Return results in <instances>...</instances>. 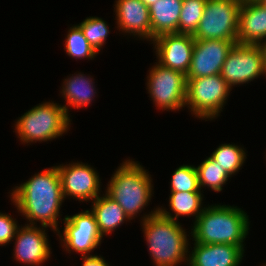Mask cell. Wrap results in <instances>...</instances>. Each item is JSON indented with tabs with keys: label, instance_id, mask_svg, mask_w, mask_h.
Instances as JSON below:
<instances>
[{
	"label": "cell",
	"instance_id": "21",
	"mask_svg": "<svg viewBox=\"0 0 266 266\" xmlns=\"http://www.w3.org/2000/svg\"><path fill=\"white\" fill-rule=\"evenodd\" d=\"M203 193L201 192H171L169 196V208L167 211L163 206H158V213L167 219L178 222L179 216H194L195 220L203 212Z\"/></svg>",
	"mask_w": 266,
	"mask_h": 266
},
{
	"label": "cell",
	"instance_id": "19",
	"mask_svg": "<svg viewBox=\"0 0 266 266\" xmlns=\"http://www.w3.org/2000/svg\"><path fill=\"white\" fill-rule=\"evenodd\" d=\"M183 0H158L149 7L152 41L165 33H179Z\"/></svg>",
	"mask_w": 266,
	"mask_h": 266
},
{
	"label": "cell",
	"instance_id": "8",
	"mask_svg": "<svg viewBox=\"0 0 266 266\" xmlns=\"http://www.w3.org/2000/svg\"><path fill=\"white\" fill-rule=\"evenodd\" d=\"M155 63L147 76V93L157 109L180 111L186 107V75Z\"/></svg>",
	"mask_w": 266,
	"mask_h": 266
},
{
	"label": "cell",
	"instance_id": "27",
	"mask_svg": "<svg viewBox=\"0 0 266 266\" xmlns=\"http://www.w3.org/2000/svg\"><path fill=\"white\" fill-rule=\"evenodd\" d=\"M170 192H202L195 165L179 166L171 177Z\"/></svg>",
	"mask_w": 266,
	"mask_h": 266
},
{
	"label": "cell",
	"instance_id": "18",
	"mask_svg": "<svg viewBox=\"0 0 266 266\" xmlns=\"http://www.w3.org/2000/svg\"><path fill=\"white\" fill-rule=\"evenodd\" d=\"M95 82L92 76L84 75L82 73H74L63 80L62 97L65 99L66 104L62 105L67 115L69 116V106L74 109L87 107L92 103V100L97 94Z\"/></svg>",
	"mask_w": 266,
	"mask_h": 266
},
{
	"label": "cell",
	"instance_id": "33",
	"mask_svg": "<svg viewBox=\"0 0 266 266\" xmlns=\"http://www.w3.org/2000/svg\"><path fill=\"white\" fill-rule=\"evenodd\" d=\"M241 2H245V1H255V0H240Z\"/></svg>",
	"mask_w": 266,
	"mask_h": 266
},
{
	"label": "cell",
	"instance_id": "9",
	"mask_svg": "<svg viewBox=\"0 0 266 266\" xmlns=\"http://www.w3.org/2000/svg\"><path fill=\"white\" fill-rule=\"evenodd\" d=\"M63 232L59 231L57 236L61 241V246L67 253L76 252L81 256L90 254L102 242V235L99 233L96 219L90 210H82L72 216L66 215L64 218Z\"/></svg>",
	"mask_w": 266,
	"mask_h": 266
},
{
	"label": "cell",
	"instance_id": "30",
	"mask_svg": "<svg viewBox=\"0 0 266 266\" xmlns=\"http://www.w3.org/2000/svg\"><path fill=\"white\" fill-rule=\"evenodd\" d=\"M258 46L261 49L263 61H264V66H265V70H266V39L263 42H261Z\"/></svg>",
	"mask_w": 266,
	"mask_h": 266
},
{
	"label": "cell",
	"instance_id": "2",
	"mask_svg": "<svg viewBox=\"0 0 266 266\" xmlns=\"http://www.w3.org/2000/svg\"><path fill=\"white\" fill-rule=\"evenodd\" d=\"M142 231L155 266H178L189 261L187 232L174 220L162 217L158 207L142 216Z\"/></svg>",
	"mask_w": 266,
	"mask_h": 266
},
{
	"label": "cell",
	"instance_id": "15",
	"mask_svg": "<svg viewBox=\"0 0 266 266\" xmlns=\"http://www.w3.org/2000/svg\"><path fill=\"white\" fill-rule=\"evenodd\" d=\"M117 30L152 42L149 7L141 0H115Z\"/></svg>",
	"mask_w": 266,
	"mask_h": 266
},
{
	"label": "cell",
	"instance_id": "16",
	"mask_svg": "<svg viewBox=\"0 0 266 266\" xmlns=\"http://www.w3.org/2000/svg\"><path fill=\"white\" fill-rule=\"evenodd\" d=\"M193 245L187 266H239L245 253V246L195 242Z\"/></svg>",
	"mask_w": 266,
	"mask_h": 266
},
{
	"label": "cell",
	"instance_id": "24",
	"mask_svg": "<svg viewBox=\"0 0 266 266\" xmlns=\"http://www.w3.org/2000/svg\"><path fill=\"white\" fill-rule=\"evenodd\" d=\"M64 42V49L71 58L92 60L98 54L87 41L81 27L77 24L68 29Z\"/></svg>",
	"mask_w": 266,
	"mask_h": 266
},
{
	"label": "cell",
	"instance_id": "31",
	"mask_svg": "<svg viewBox=\"0 0 266 266\" xmlns=\"http://www.w3.org/2000/svg\"><path fill=\"white\" fill-rule=\"evenodd\" d=\"M146 6L150 7L154 3H156L158 0H141Z\"/></svg>",
	"mask_w": 266,
	"mask_h": 266
},
{
	"label": "cell",
	"instance_id": "13",
	"mask_svg": "<svg viewBox=\"0 0 266 266\" xmlns=\"http://www.w3.org/2000/svg\"><path fill=\"white\" fill-rule=\"evenodd\" d=\"M41 227V228H40ZM43 226H19L15 237L13 256L16 262L29 266H41L51 256V247Z\"/></svg>",
	"mask_w": 266,
	"mask_h": 266
},
{
	"label": "cell",
	"instance_id": "12",
	"mask_svg": "<svg viewBox=\"0 0 266 266\" xmlns=\"http://www.w3.org/2000/svg\"><path fill=\"white\" fill-rule=\"evenodd\" d=\"M151 44L155 49L157 63L187 75L195 45L193 35L165 33L155 37Z\"/></svg>",
	"mask_w": 266,
	"mask_h": 266
},
{
	"label": "cell",
	"instance_id": "1",
	"mask_svg": "<svg viewBox=\"0 0 266 266\" xmlns=\"http://www.w3.org/2000/svg\"><path fill=\"white\" fill-rule=\"evenodd\" d=\"M10 194L13 205L27 219V225L37 226L39 222L54 233L60 231L58 219L65 199L57 166L34 174L26 182L13 187Z\"/></svg>",
	"mask_w": 266,
	"mask_h": 266
},
{
	"label": "cell",
	"instance_id": "4",
	"mask_svg": "<svg viewBox=\"0 0 266 266\" xmlns=\"http://www.w3.org/2000/svg\"><path fill=\"white\" fill-rule=\"evenodd\" d=\"M133 160L125 159L119 165L104 192L123 208L130 220L148 206L154 189L149 171Z\"/></svg>",
	"mask_w": 266,
	"mask_h": 266
},
{
	"label": "cell",
	"instance_id": "11",
	"mask_svg": "<svg viewBox=\"0 0 266 266\" xmlns=\"http://www.w3.org/2000/svg\"><path fill=\"white\" fill-rule=\"evenodd\" d=\"M64 199L69 197L76 201L88 202L101 194V179L95 168L82 162H72L57 166Z\"/></svg>",
	"mask_w": 266,
	"mask_h": 266
},
{
	"label": "cell",
	"instance_id": "10",
	"mask_svg": "<svg viewBox=\"0 0 266 266\" xmlns=\"http://www.w3.org/2000/svg\"><path fill=\"white\" fill-rule=\"evenodd\" d=\"M220 75L233 86L248 84L266 76L263 56L258 45L234 44L229 50Z\"/></svg>",
	"mask_w": 266,
	"mask_h": 266
},
{
	"label": "cell",
	"instance_id": "32",
	"mask_svg": "<svg viewBox=\"0 0 266 266\" xmlns=\"http://www.w3.org/2000/svg\"><path fill=\"white\" fill-rule=\"evenodd\" d=\"M258 4H260L262 7L266 8V0H255Z\"/></svg>",
	"mask_w": 266,
	"mask_h": 266
},
{
	"label": "cell",
	"instance_id": "25",
	"mask_svg": "<svg viewBox=\"0 0 266 266\" xmlns=\"http://www.w3.org/2000/svg\"><path fill=\"white\" fill-rule=\"evenodd\" d=\"M207 0H183L179 17V33L194 35L203 16Z\"/></svg>",
	"mask_w": 266,
	"mask_h": 266
},
{
	"label": "cell",
	"instance_id": "22",
	"mask_svg": "<svg viewBox=\"0 0 266 266\" xmlns=\"http://www.w3.org/2000/svg\"><path fill=\"white\" fill-rule=\"evenodd\" d=\"M200 190L207 187L215 192H221L223 185L231 176L209 156L195 167ZM202 187V188H201Z\"/></svg>",
	"mask_w": 266,
	"mask_h": 266
},
{
	"label": "cell",
	"instance_id": "3",
	"mask_svg": "<svg viewBox=\"0 0 266 266\" xmlns=\"http://www.w3.org/2000/svg\"><path fill=\"white\" fill-rule=\"evenodd\" d=\"M249 225L247 213L237 206L207 205L194 220L190 234L195 243L244 246Z\"/></svg>",
	"mask_w": 266,
	"mask_h": 266
},
{
	"label": "cell",
	"instance_id": "5",
	"mask_svg": "<svg viewBox=\"0 0 266 266\" xmlns=\"http://www.w3.org/2000/svg\"><path fill=\"white\" fill-rule=\"evenodd\" d=\"M70 116L59 103L43 102L25 112L15 122V132L23 144L52 141L69 131Z\"/></svg>",
	"mask_w": 266,
	"mask_h": 266
},
{
	"label": "cell",
	"instance_id": "14",
	"mask_svg": "<svg viewBox=\"0 0 266 266\" xmlns=\"http://www.w3.org/2000/svg\"><path fill=\"white\" fill-rule=\"evenodd\" d=\"M232 41L220 39L195 40L191 66L186 78H198L220 74Z\"/></svg>",
	"mask_w": 266,
	"mask_h": 266
},
{
	"label": "cell",
	"instance_id": "7",
	"mask_svg": "<svg viewBox=\"0 0 266 266\" xmlns=\"http://www.w3.org/2000/svg\"><path fill=\"white\" fill-rule=\"evenodd\" d=\"M240 0H207L195 40L220 39L238 43Z\"/></svg>",
	"mask_w": 266,
	"mask_h": 266
},
{
	"label": "cell",
	"instance_id": "17",
	"mask_svg": "<svg viewBox=\"0 0 266 266\" xmlns=\"http://www.w3.org/2000/svg\"><path fill=\"white\" fill-rule=\"evenodd\" d=\"M238 22L239 44L259 45L266 39V8L256 1L241 3Z\"/></svg>",
	"mask_w": 266,
	"mask_h": 266
},
{
	"label": "cell",
	"instance_id": "20",
	"mask_svg": "<svg viewBox=\"0 0 266 266\" xmlns=\"http://www.w3.org/2000/svg\"><path fill=\"white\" fill-rule=\"evenodd\" d=\"M91 212L94 214L99 233L103 236L110 235L130 218L123 208L106 193L92 201Z\"/></svg>",
	"mask_w": 266,
	"mask_h": 266
},
{
	"label": "cell",
	"instance_id": "23",
	"mask_svg": "<svg viewBox=\"0 0 266 266\" xmlns=\"http://www.w3.org/2000/svg\"><path fill=\"white\" fill-rule=\"evenodd\" d=\"M246 150L236 144H221L210 155L230 176L236 175L243 166L246 157Z\"/></svg>",
	"mask_w": 266,
	"mask_h": 266
},
{
	"label": "cell",
	"instance_id": "28",
	"mask_svg": "<svg viewBox=\"0 0 266 266\" xmlns=\"http://www.w3.org/2000/svg\"><path fill=\"white\" fill-rule=\"evenodd\" d=\"M18 227L16 218H12L11 214L0 212V246H5L13 241Z\"/></svg>",
	"mask_w": 266,
	"mask_h": 266
},
{
	"label": "cell",
	"instance_id": "6",
	"mask_svg": "<svg viewBox=\"0 0 266 266\" xmlns=\"http://www.w3.org/2000/svg\"><path fill=\"white\" fill-rule=\"evenodd\" d=\"M186 107L194 117L213 120L220 115L232 91L220 75L186 78Z\"/></svg>",
	"mask_w": 266,
	"mask_h": 266
},
{
	"label": "cell",
	"instance_id": "26",
	"mask_svg": "<svg viewBox=\"0 0 266 266\" xmlns=\"http://www.w3.org/2000/svg\"><path fill=\"white\" fill-rule=\"evenodd\" d=\"M78 25L81 27L87 41L99 54L110 33L107 22L100 17L89 16Z\"/></svg>",
	"mask_w": 266,
	"mask_h": 266
},
{
	"label": "cell",
	"instance_id": "29",
	"mask_svg": "<svg viewBox=\"0 0 266 266\" xmlns=\"http://www.w3.org/2000/svg\"><path fill=\"white\" fill-rule=\"evenodd\" d=\"M81 259L83 260L82 266H110L105 258L96 254L81 256Z\"/></svg>",
	"mask_w": 266,
	"mask_h": 266
}]
</instances>
